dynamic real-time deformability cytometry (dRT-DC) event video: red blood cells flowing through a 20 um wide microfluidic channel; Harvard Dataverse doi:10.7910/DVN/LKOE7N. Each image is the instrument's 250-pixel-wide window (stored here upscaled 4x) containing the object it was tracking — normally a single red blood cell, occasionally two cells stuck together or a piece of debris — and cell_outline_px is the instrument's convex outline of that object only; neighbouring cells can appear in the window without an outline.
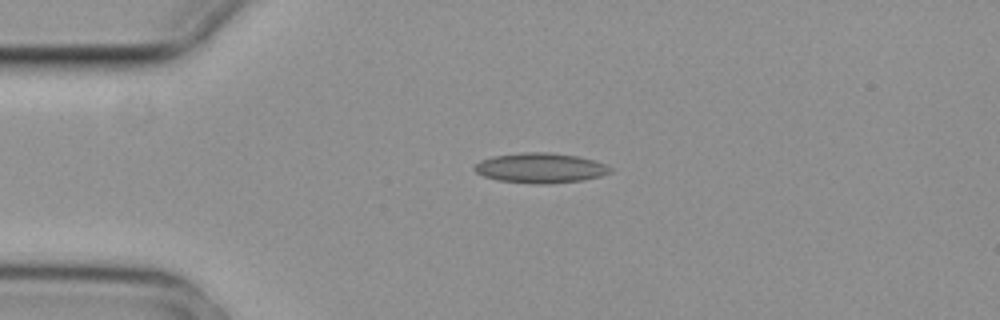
{"species": "common noctule bat (a hibernating species)", "species_latin": "Nyctalus noctula", "temperature_condition": "cold", "stored_images_in_passage": 4, "camera_frame_rate_fps": 3000, "um_per_image_px": 0.085, "animal": {"sex": "female", "body_mass_g": 29.2, "forearm_length_mm": 56.3}, "frame": {"image": 1, "passage_image": 3, "time_ms": 0.667, "image_size_px": [1000, 320], "cell_outline_px": [[612, 172], [600, 176], [584, 180], [548, 184], [532, 184], [496, 180], [484, 176], [476, 172], [472, 168], [480, 160], [492, 156], [524, 152], [548, 152], [576, 156], [596, 160], [612, 168]], "centroid_in_image_um": [45.93, 14.28], "position_along_channel_um": 39.1, "area_um2": 23.93}}